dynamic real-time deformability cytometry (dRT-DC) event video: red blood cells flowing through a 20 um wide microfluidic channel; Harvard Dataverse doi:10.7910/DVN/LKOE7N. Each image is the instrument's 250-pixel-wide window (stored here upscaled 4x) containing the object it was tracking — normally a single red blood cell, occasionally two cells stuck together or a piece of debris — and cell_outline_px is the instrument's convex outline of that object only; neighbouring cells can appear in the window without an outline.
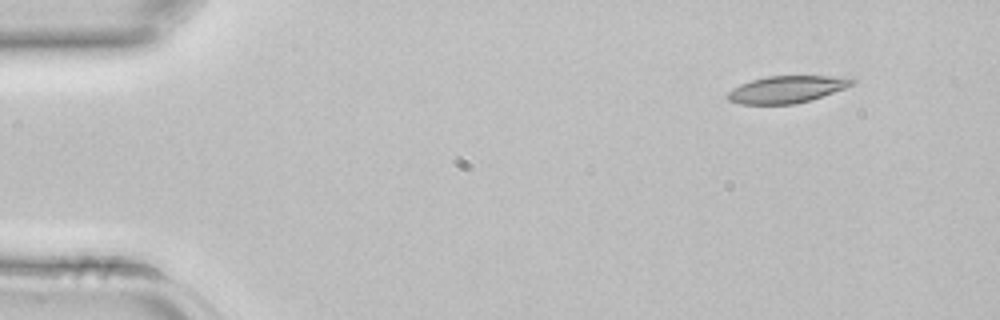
{"species": "common noctule bat (a hibernating species)", "species_latin": "Nyctalus noctula", "temperature_condition": "room temperature", "stored_images_in_passage": 3, "camera_frame_rate_fps": 3000, "um_per_image_px": 0.085, "animal": {"sex": "female", "body_mass_g": 22.7, "forearm_length_mm": 54.2}, "frame": {"image": 1, "passage_image": 1, "time_ms": 0.0, "image_size_px": [1000, 320], "cell_outline_px": [[856, 80], [852, 84], [844, 88], [796, 104], [740, 104], [728, 100], [724, 96], [732, 88], [740, 84], [752, 80], [768, 76], [852, 76]], "centroid_in_image_um": [66.85, 7.58], "position_along_channel_um": 18.2, "area_um2": 19.59}}
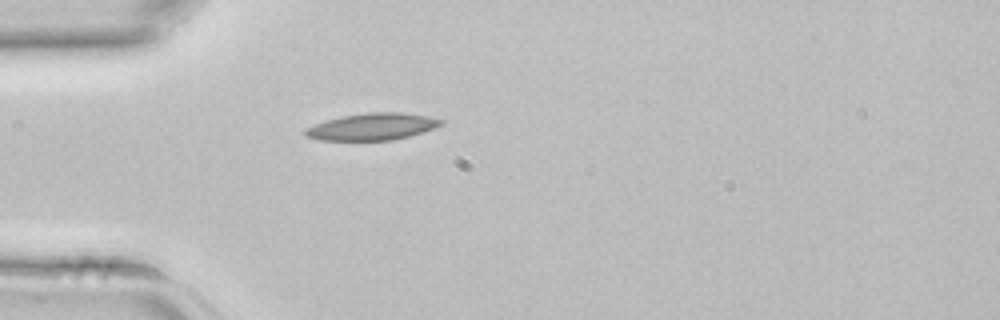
{"frame": {"image": 2, "passage_image": 3, "time_ms": 0.667, "image_size_px": [1000, 320], "cell_outline_px": [[444, 124], [408, 136], [392, 140], [320, 140], [304, 136], [304, 128], [328, 120], [344, 116], [368, 112], [400, 112], [424, 116], [444, 120]], "centroid_in_image_um": [31.6, 10.77], "position_along_channel_um": 53.4, "area_um2": 20.92}}